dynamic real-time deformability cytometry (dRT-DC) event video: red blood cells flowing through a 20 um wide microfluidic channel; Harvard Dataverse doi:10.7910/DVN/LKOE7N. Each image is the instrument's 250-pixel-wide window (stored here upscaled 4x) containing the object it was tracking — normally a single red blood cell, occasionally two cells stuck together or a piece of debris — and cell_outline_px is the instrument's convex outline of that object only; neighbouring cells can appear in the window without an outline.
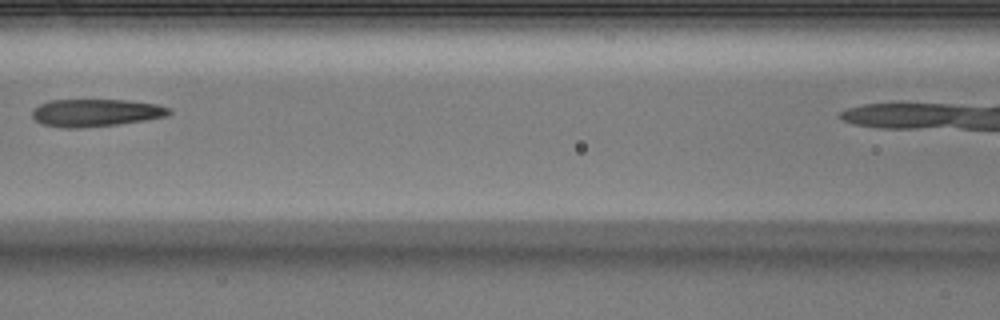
{"species": "Egyptian fruit bat (a non-hibernating species)", "species_latin": "Rousettus aegyptiacus", "temperature_condition": "warm", "stored_images_in_passage": 6, "camera_frame_rate_fps": 3000, "um_per_image_px": 0.085, "animal": {"sex": "male"}, "frame": {"image": 1, "passage_image": 5, "time_ms": 1.333, "image_size_px": [1000, 320], "cell_outline_px": [[172, 112], [168, 116], [144, 120], [116, 124], [80, 128], [68, 128], [40, 124], [32, 116], [32, 112], [40, 104], [52, 100], [128, 100], [156, 104], [168, 108]], "centroid_in_image_um": [8.14, 9.58], "position_along_channel_um": 158.5, "area_um2": 21.73}}